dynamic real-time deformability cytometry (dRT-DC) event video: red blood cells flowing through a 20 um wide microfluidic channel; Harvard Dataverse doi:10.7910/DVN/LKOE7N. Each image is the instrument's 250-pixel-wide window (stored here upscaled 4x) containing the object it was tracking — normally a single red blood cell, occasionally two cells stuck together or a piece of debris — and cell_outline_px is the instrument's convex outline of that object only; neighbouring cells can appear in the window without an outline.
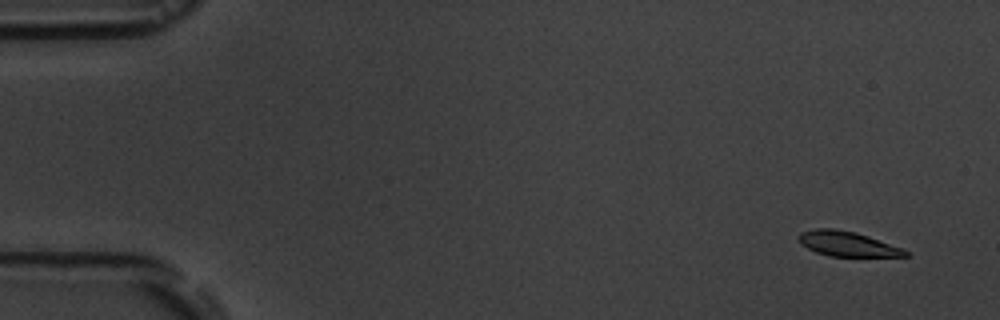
{"species": "common noctule bat (a hibernating species)", "species_latin": "Nyctalus noctula", "temperature_condition": "room temperature", "stored_images_in_passage": 4, "camera_frame_rate_fps": 3000, "um_per_image_px": 0.085, "animal": {"sex": "male", "body_mass_g": 19.5, "forearm_length_mm": 54.6}, "frame": {"image": 1, "passage_image": 1, "time_ms": 0.0, "image_size_px": [1000, 320], "cell_outline_px": [[908, 256], [828, 256], [816, 252], [800, 244], [796, 236], [800, 232], [816, 228], [836, 228], [856, 232], [904, 248], [908, 252]], "centroid_in_image_um": [71.99, 20.71], "position_along_channel_um": 13.0, "area_um2": 15.61}}
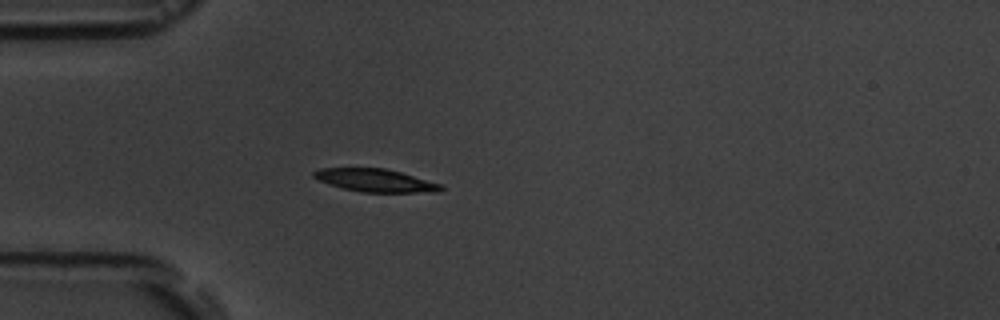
{"frame": {"image": 2, "passage_image": 4, "time_ms": 4.333, "image_size_px": [1000, 320], "cell_outline_px": [[444, 188], [440, 192], [360, 192], [328, 184], [316, 180], [312, 176], [312, 172], [320, 168], [384, 168], [400, 172], [444, 184]], "centroid_in_image_um": [31.92, 15.33], "position_along_channel_um": 53.1, "area_um2": 17.11}}